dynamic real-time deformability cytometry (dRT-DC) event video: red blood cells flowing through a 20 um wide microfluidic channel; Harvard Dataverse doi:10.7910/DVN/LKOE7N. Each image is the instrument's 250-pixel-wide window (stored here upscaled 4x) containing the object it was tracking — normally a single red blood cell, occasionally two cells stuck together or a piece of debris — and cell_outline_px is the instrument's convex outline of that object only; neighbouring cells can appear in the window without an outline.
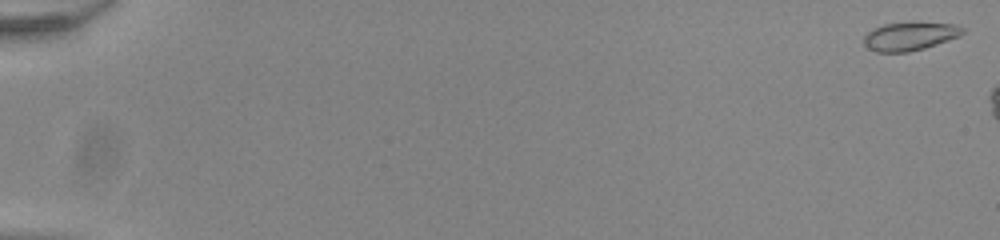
{"species": "common noctule bat (a hibernating species)", "species_latin": "Nyctalus noctula", "temperature_condition": "room temperature", "stored_images_in_passage": 7, "camera_frame_rate_fps": 3000, "um_per_image_px": 0.085, "animal": {"sex": "male", "body_mass_g": 20.0, "forearm_length_mm": 53.3}, "frame": {"image": 1, "passage_image": 1, "time_ms": 0.0, "image_size_px": [1000, 240], "cell_outline_px": [[964, 32], [960, 36], [924, 48], [908, 52], [876, 52], [868, 48], [864, 44], [864, 36], [872, 28], [884, 24], [916, 20], [952, 24], [964, 28]], "centroid_in_image_um": [77.33, 3.04], "position_along_channel_um": 7.7, "area_um2": 16.76}}